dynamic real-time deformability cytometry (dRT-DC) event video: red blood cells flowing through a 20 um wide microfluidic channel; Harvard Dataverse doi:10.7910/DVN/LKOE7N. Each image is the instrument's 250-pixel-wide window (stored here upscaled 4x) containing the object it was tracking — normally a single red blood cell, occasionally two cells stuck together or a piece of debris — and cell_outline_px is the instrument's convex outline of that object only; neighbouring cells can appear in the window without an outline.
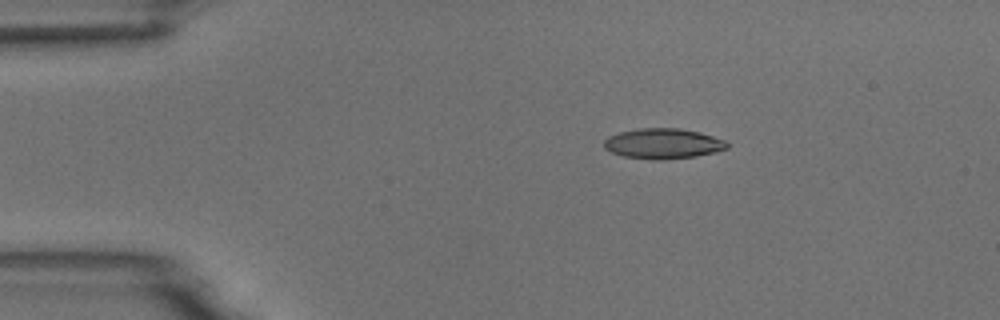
{"species": "common noctule bat (a hibernating species)", "species_latin": "Nyctalus noctula", "temperature_condition": "room temperature", "stored_images_in_passage": 3, "camera_frame_rate_fps": 3000, "um_per_image_px": 0.085, "animal": {"sex": "male", "body_mass_g": 18.8}, "frame": {"image": 1, "passage_image": 1, "time_ms": 0.0, "image_size_px": [1000, 320], "cell_outline_px": [[728, 148], [716, 152], [696, 156], [664, 160], [652, 160], [624, 156], [612, 152], [604, 148], [604, 140], [608, 136], [620, 132], [640, 128], [680, 128], [700, 132], [728, 140]], "centroid_in_image_um": [56.4, 12.2], "position_along_channel_um": 28.6, "area_um2": 21.96}}
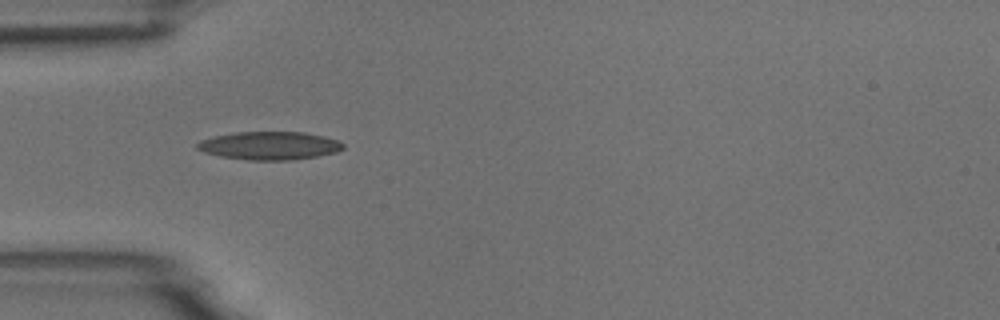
{"frame": {"image": 2, "passage_image": 3, "time_ms": 2.333, "image_size_px": [1000, 320], "cell_outline_px": [[344, 148], [336, 152], [316, 156], [292, 160], [248, 160], [220, 156], [204, 152], [196, 148], [196, 144], [200, 140], [216, 136], [236, 132], [304, 132], [324, 136], [336, 140], [344, 144]], "centroid_in_image_um": [22.9, 12.38], "position_along_channel_um": 62.1, "area_um2": 23.81}}